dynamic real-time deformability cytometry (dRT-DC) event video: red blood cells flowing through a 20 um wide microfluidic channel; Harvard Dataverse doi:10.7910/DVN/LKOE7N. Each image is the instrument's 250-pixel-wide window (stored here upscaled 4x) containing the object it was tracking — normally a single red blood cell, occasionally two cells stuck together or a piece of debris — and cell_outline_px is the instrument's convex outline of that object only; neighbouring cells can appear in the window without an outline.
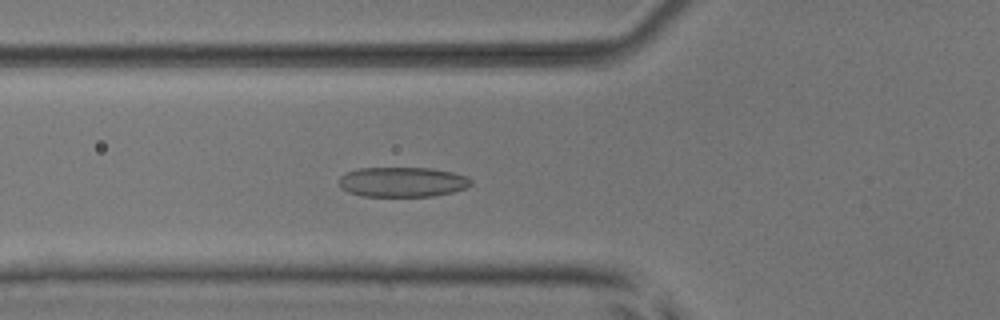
{"species": "common noctule bat (a hibernating species)", "species_latin": "Nyctalus noctula", "temperature_condition": "room temperature", "stored_images_in_passage": 53, "camera_frame_rate_fps": 3000, "um_per_image_px": 0.085, "animal": {"sex": "male", "body_mass_g": 17.9, "forearm_length_mm": 54.2}, "frame": {"image": 1, "passage_image": 20, "time_ms": 6.333, "image_size_px": [1000, 320], "cell_outline_px": [[472, 184], [468, 188], [452, 192], [432, 196], [360, 196], [348, 192], [340, 188], [336, 180], [340, 176], [356, 168], [428, 168], [452, 172], [468, 176], [472, 180]], "centroid_in_image_um": [34.18, 15.47], "position_along_channel_um": 91.6, "area_um2": 23.29}}
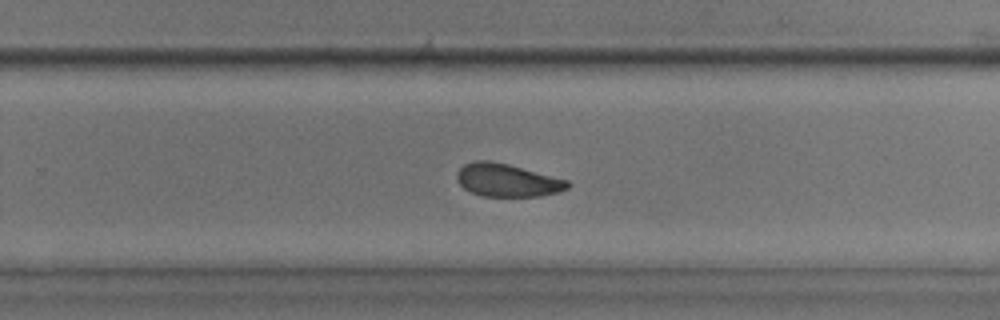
{"frame": {"image": 2, "passage_image": 35, "time_ms": 11.333, "image_size_px": [1000, 320], "cell_outline_px": [[572, 184], [568, 188], [556, 192], [540, 196], [480, 196], [464, 188], [456, 180], [456, 172], [464, 164], [476, 160], [492, 160], [508, 164], [568, 180]], "centroid_in_image_um": [43.09, 15.31], "position_along_channel_um": 286.7, "area_um2": 21.27}}
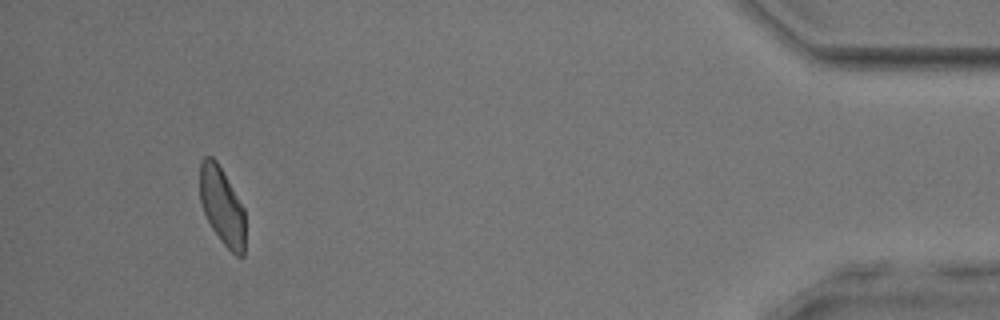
{"frame": {"image": 3, "passage_image": 50, "time_ms": 16.333, "image_size_px": [1000, 320], "cell_outline_px": [[244, 256], [236, 256], [220, 240], [212, 228], [204, 212], [200, 200], [200, 160], [204, 156], [212, 156], [216, 160], [244, 208]], "centroid_in_image_um": [18.86, 17.5], "position_along_channel_um": 416.3, "area_um2": 20.29}, "authors_computed_cell_mechanics": {"area_um2": 22.3108, "velocity_mm_per_s": 3.9168, "shape_relaxation_time_tau1_ms": 4.2409, "shape_relaxation_time_tau2_ms": 2.2567, "deformation_change_tau1": 0.1226, "deformation_change_tau2": 0.0835}}